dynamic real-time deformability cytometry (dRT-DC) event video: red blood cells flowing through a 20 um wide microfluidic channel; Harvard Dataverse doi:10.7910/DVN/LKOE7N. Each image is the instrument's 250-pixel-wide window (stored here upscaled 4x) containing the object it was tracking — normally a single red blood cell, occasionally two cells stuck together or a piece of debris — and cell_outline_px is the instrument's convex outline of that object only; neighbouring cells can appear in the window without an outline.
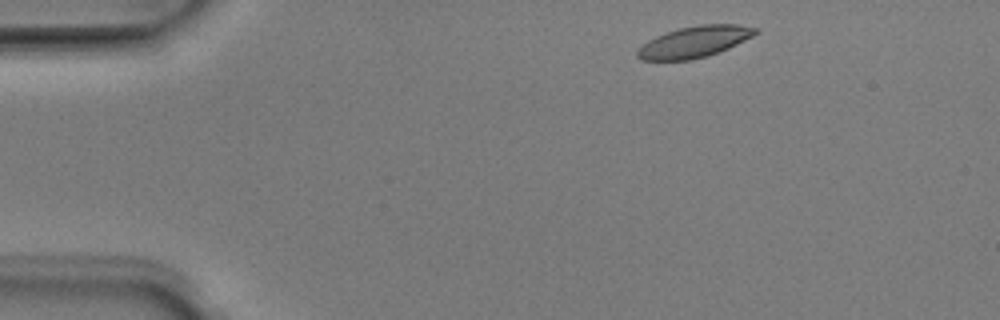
{"species": "Egyptian fruit bat (a non-hibernating species)", "species_latin": "Rousettus aegyptiacus", "temperature_condition": "room temperature", "stored_images_in_passage": 46, "camera_frame_rate_fps": 3000, "um_per_image_px": 0.085, "animal": {"sex": "male"}, "frame": {"image": 1, "passage_image": 3, "time_ms": 0.667, "image_size_px": [1000, 320], "cell_outline_px": [[760, 32], [728, 48], [708, 56], [692, 60], [640, 60], [636, 56], [636, 52], [648, 40], [656, 36], [680, 28], [700, 24], [740, 24], [760, 28]], "centroid_in_image_um": [59.06, 3.55], "position_along_channel_um": 25.9, "area_um2": 21.5}}
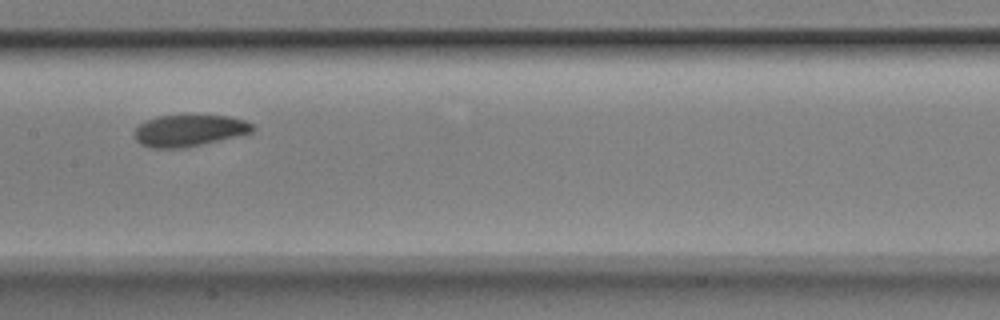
{"frame": {"image": 2, "passage_image": 21, "time_ms": 6.667, "image_size_px": [1000, 320], "cell_outline_px": [[256, 128], [252, 132], [220, 140], [184, 148], [152, 148], [140, 144], [136, 140], [136, 128], [144, 120], [156, 116], [228, 116], [244, 120], [252, 124]], "centroid_in_image_um": [16.07, 11.1], "position_along_channel_um": 191.3, "area_um2": 21.56}}
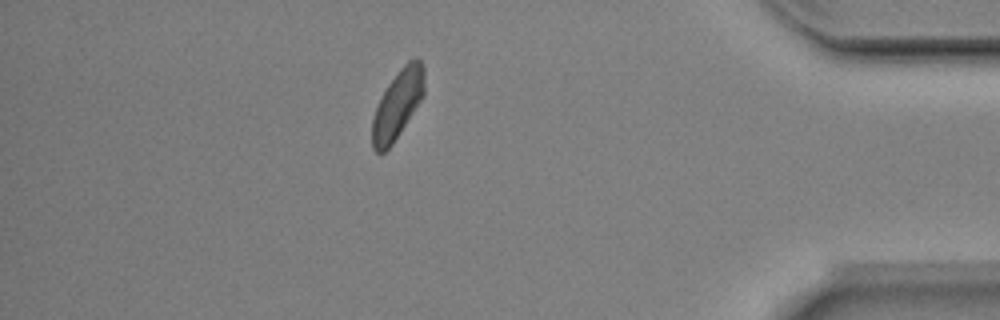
{"frame": {"image": 3, "passage_image": 40, "time_ms": 13.0, "image_size_px": [1000, 320], "cell_outline_px": [[424, 96], [392, 144], [384, 152], [376, 152], [372, 148], [372, 120], [376, 108], [388, 84], [400, 68], [408, 60], [416, 56], [420, 60], [424, 68]], "centroid_in_image_um": [33.81, 8.85], "position_along_channel_um": 401.4, "area_um2": 20.63}, "authors_computed_cell_mechanics": {"area_um2": 21.7039, "velocity_mm_per_s": 3.9354, "shape_relaxation_time_tau1_ms": 3.3917, "shape_relaxation_time_tau2_ms": 6.5997, "deformation_change_tau1": 0.1252, "deformation_change_tau2": 0.081}}